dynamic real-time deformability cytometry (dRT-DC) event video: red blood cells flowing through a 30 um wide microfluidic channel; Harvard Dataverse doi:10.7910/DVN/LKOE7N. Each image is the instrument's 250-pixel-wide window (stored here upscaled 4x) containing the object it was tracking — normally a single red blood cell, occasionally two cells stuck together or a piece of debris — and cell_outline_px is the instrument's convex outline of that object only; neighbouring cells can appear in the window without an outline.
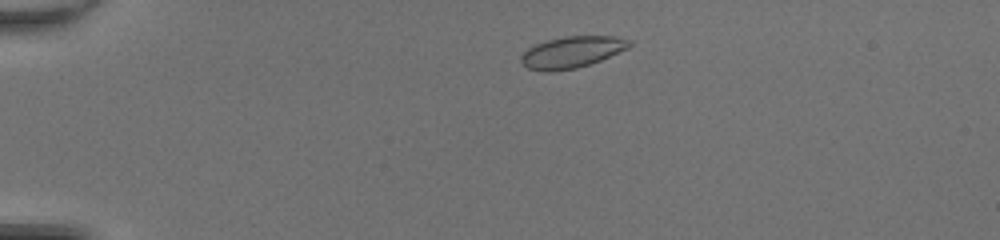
{"species": "common noctule bat (a hibernating species)", "species_latin": "Nyctalus noctula", "temperature_condition": "room temperature", "stored_images_in_passage": 43, "camera_frame_rate_fps": 3000, "um_per_image_px": 0.085, "animal": {"sex": "female", "body_mass_g": 20.0, "forearm_length_mm": 54.0}, "frame": {"image": 1, "passage_image": 5, "time_ms": 1.333, "image_size_px": [1000, 240], "cell_outline_px": [[632, 44], [628, 48], [600, 60], [576, 68], [548, 72], [528, 68], [520, 60], [520, 56], [528, 48], [536, 44], [548, 40], [564, 36], [616, 36], [632, 40]], "centroid_in_image_um": [48.62, 4.42], "position_along_channel_um": 36.4, "area_um2": 19.71}}
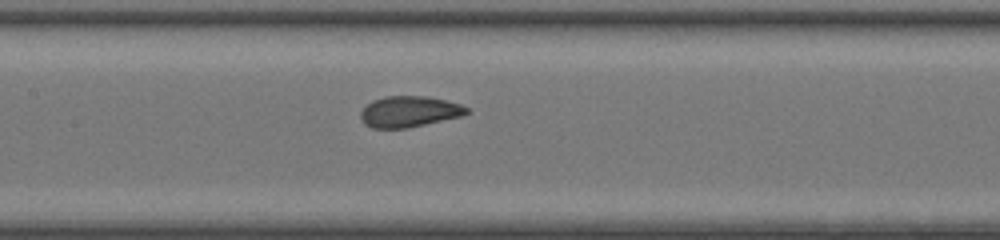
{"frame": {"image": 2, "passage_image": 19, "time_ms": 6.0, "image_size_px": [1000, 240], "cell_outline_px": [[472, 112], [460, 116], [408, 128], [372, 128], [364, 124], [360, 120], [360, 112], [372, 100], [384, 96], [428, 96], [460, 104], [468, 108]], "centroid_in_image_um": [34.76, 9.48], "position_along_channel_um": 172.6, "area_um2": 19.19}}
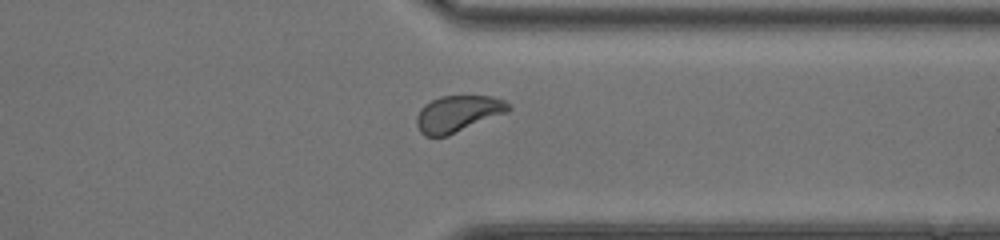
{"frame": {"image": 3, "passage_image": 33, "time_ms": 10.667, "image_size_px": [1000, 240], "cell_outline_px": [[512, 108], [508, 112], [448, 136], [424, 136], [420, 132], [416, 124], [416, 116], [420, 108], [424, 104], [440, 96], [492, 96], [504, 100], [512, 104]], "centroid_in_image_um": [38.93, 9.66], "position_along_channel_um": 372.5, "area_um2": 19.77}, "authors_computed_cell_mechanics": {"area_um2": 19.4786, "velocity_mm_per_s": 4.2937, "shape_relaxation_time_tau1_ms": 2.9518, "shape_relaxation_time_tau2_ms": null, "deformation_change_tau1": 0.1111, "deformation_change_tau2": null}}